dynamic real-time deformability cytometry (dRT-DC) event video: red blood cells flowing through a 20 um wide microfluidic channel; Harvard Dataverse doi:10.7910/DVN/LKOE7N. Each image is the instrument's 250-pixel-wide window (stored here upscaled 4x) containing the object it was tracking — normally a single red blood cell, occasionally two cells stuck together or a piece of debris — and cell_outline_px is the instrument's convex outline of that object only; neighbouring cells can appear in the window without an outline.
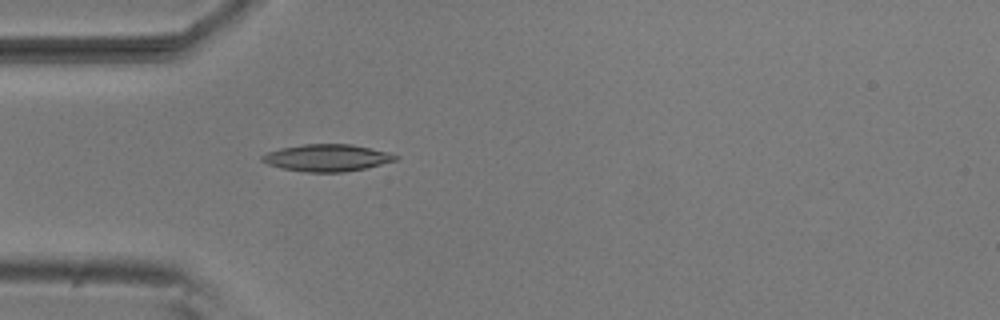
{"species": "common noctule bat (a hibernating species)", "species_latin": "Nyctalus noctula", "temperature_condition": "room temperature", "stored_images_in_passage": 5, "camera_frame_rate_fps": 3000, "um_per_image_px": 0.085, "animal": {"sex": "male", "body_mass_g": 20.5, "forearm_length_mm": 52.5}, "frame": {"image": 1, "passage_image": 5, "time_ms": 1.333, "image_size_px": [1000, 320], "cell_outline_px": [[400, 156], [396, 160], [364, 168], [344, 172], [304, 172], [280, 168], [268, 164], [260, 160], [260, 156], [268, 152], [280, 148], [304, 144], [352, 144], [388, 152]], "centroid_in_image_um": [27.76, 13.41], "position_along_channel_um": 57.2, "area_um2": 20.98}}